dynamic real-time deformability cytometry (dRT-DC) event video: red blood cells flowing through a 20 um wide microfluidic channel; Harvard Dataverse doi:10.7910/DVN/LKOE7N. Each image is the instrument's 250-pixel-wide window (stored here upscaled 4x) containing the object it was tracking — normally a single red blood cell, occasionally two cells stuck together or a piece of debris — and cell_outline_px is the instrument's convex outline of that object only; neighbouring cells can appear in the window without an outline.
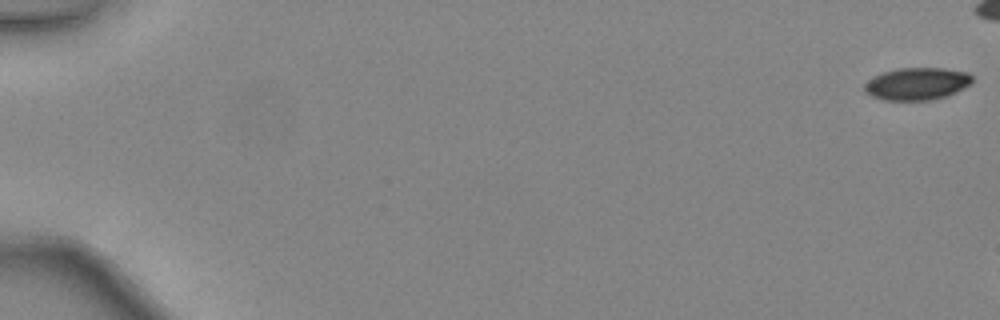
{"species": "common noctule bat (a hibernating species)", "species_latin": "Nyctalus noctula", "temperature_condition": "warm", "stored_images_in_passage": 7, "camera_frame_rate_fps": 3000, "um_per_image_px": 0.085, "animal": {"sex": "female", "body_mass_g": 24.6, "forearm_length_mm": 56.2}, "frame": {"image": 1, "passage_image": 1, "time_ms": 0.0, "image_size_px": [1000, 320], "cell_outline_px": [[972, 84], [948, 96], [932, 100], [884, 100], [872, 96], [864, 92], [864, 84], [872, 76], [880, 72], [896, 68], [944, 68], [968, 72], [972, 76]], "centroid_in_image_um": [77.93, 7.11], "position_along_channel_um": 7.1, "area_um2": 20.69}}